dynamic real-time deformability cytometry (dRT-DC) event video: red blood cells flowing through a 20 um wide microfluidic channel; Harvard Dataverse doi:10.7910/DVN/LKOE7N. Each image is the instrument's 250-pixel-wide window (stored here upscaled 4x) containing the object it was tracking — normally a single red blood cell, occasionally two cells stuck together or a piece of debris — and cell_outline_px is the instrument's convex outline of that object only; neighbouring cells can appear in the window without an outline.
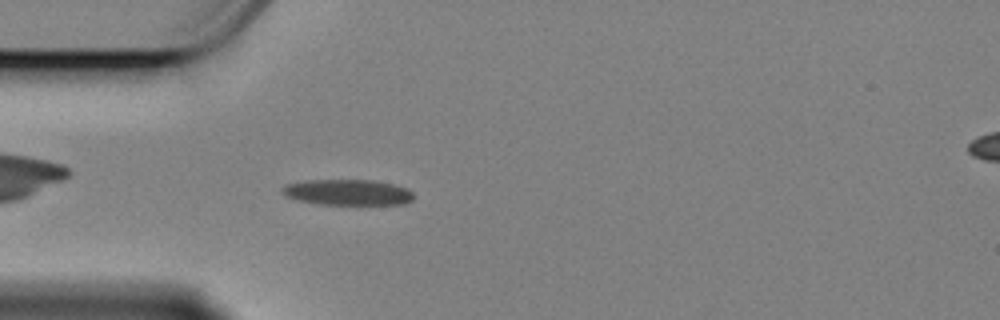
{"species": "Egyptian fruit bat (a non-hibernating species)", "species_latin": "Rousettus aegyptiacus", "temperature_condition": "cold", "stored_images_in_passage": 43, "camera_frame_rate_fps": 3000, "um_per_image_px": 0.085, "animal": {"sex": "female"}, "frame": {"image": 1, "passage_image": 4, "time_ms": 1.0, "image_size_px": [1000, 320], "cell_outline_px": [[412, 200], [404, 204], [356, 208], [316, 204], [296, 200], [284, 196], [280, 192], [280, 188], [284, 184], [304, 180], [372, 180], [392, 184], [404, 188], [412, 192]], "centroid_in_image_um": [29.5, 16.41], "position_along_channel_um": 55.5, "area_um2": 21.1}}
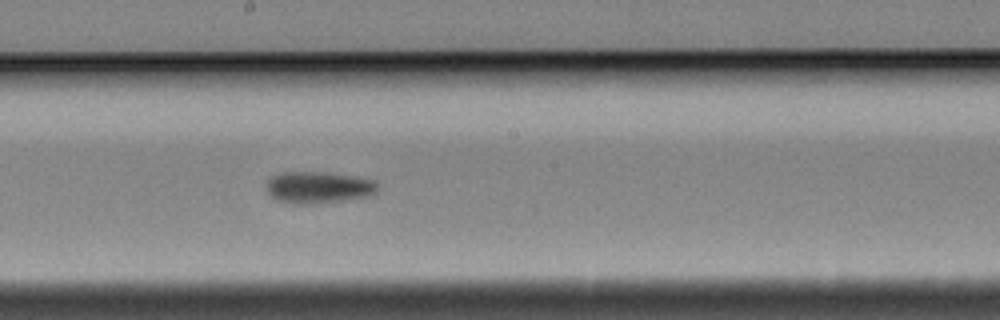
{"frame": {"image": 2, "passage_image": 19, "time_ms": 6.0, "image_size_px": [1000, 320], "cell_outline_px": [[376, 192], [368, 196], [312, 204], [292, 204], [276, 200], [268, 192], [268, 180], [272, 176], [284, 172], [316, 172], [352, 176], [372, 180], [376, 184]], "centroid_in_image_um": [27.02, 15.94], "position_along_channel_um": 221.2, "area_um2": 20.06}}
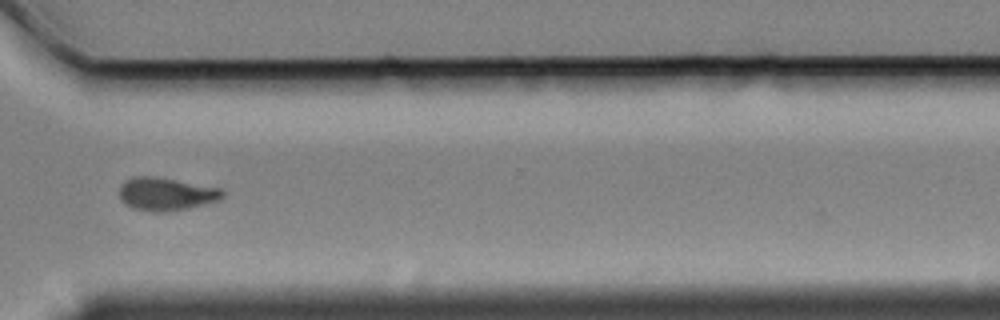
{"frame": {"image": 3, "passage_image": 31, "time_ms": 10.0, "image_size_px": [1000, 320], "cell_outline_px": [[224, 196], [220, 200], [188, 208], [164, 212], [152, 212], [132, 208], [124, 204], [120, 200], [120, 184], [124, 180], [136, 176], [152, 176], [220, 188], [224, 192]], "centroid_in_image_um": [14.08, 16.5], "position_along_channel_um": 356.5, "area_um2": 19.83}, "authors_computed_cell_mechanics": {"area_um2": 19.4786, "velocity_mm_per_s": 3.3879, "shape_relaxation_time_tau1_ms": 4.4953, "shape_relaxation_time_tau2_ms": 5.1381, "deformation_change_tau1": 0.16, "deformation_change_tau2": 0.1065}}